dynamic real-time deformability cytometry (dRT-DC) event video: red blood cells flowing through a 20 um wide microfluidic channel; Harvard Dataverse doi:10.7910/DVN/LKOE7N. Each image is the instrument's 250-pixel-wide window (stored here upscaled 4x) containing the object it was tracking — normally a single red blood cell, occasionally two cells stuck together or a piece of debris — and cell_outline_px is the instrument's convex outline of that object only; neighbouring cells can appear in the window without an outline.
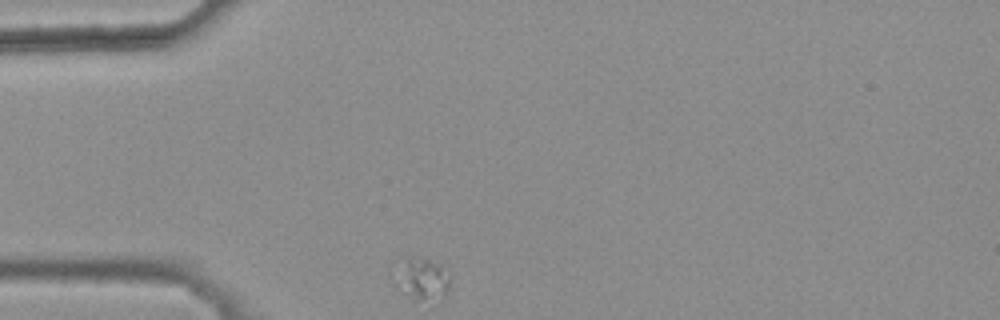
{"species": "common noctule bat (a hibernating species)", "species_latin": "Nyctalus noctula", "temperature_condition": "warm", "stored_images_in_passage": 31, "camera_frame_rate_fps": 3000, "um_per_image_px": 0.085, "animal": {"sex": "female", "body_mass_g": 25.1}, "frame": {"image": 1, "passage_image": 1, "time_ms": 0.0, "image_size_px": [1000, 320], "cell_outline_px": [[452, 276], [448, 292], [436, 304], [420, 300], [392, 284], [388, 276], [388, 272], [392, 260], [408, 256], [420, 256], [436, 264]], "centroid_in_image_um": [35.7, 23.65], "position_along_channel_um": 49.3, "area_um2": 15.14}}
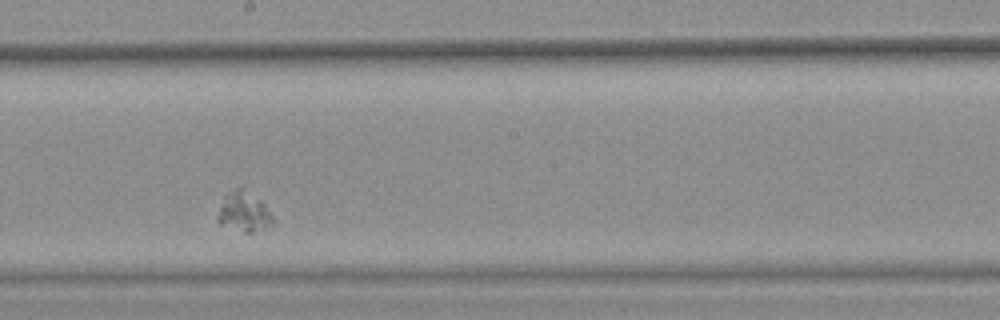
{"frame": {"image": 2, "passage_image": 18, "time_ms": 5.667, "image_size_px": [1000, 320], "cell_outline_px": [[272, 224], [264, 228], [252, 232], [244, 232], [220, 224], [216, 216], [224, 196], [240, 184], [260, 200], [264, 204], [272, 216]], "centroid_in_image_um": [20.7, 17.97], "position_along_channel_um": 227.5, "area_um2": 12.72}}
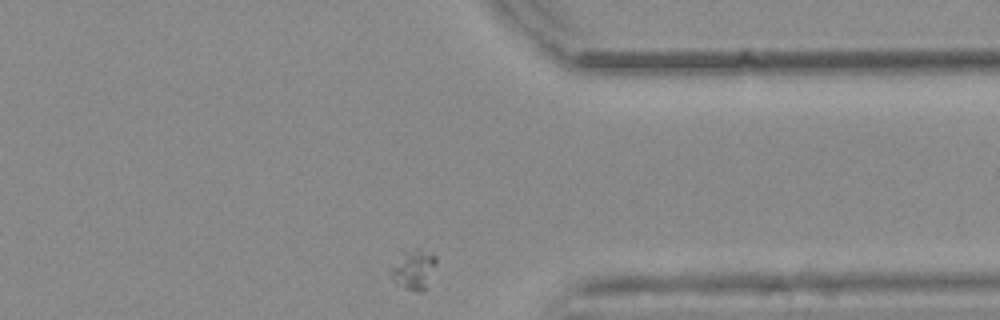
{"frame": {"image": 3, "passage_image": 31, "time_ms": 10.0, "image_size_px": [1000, 320], "cell_outline_px": [[436, 264], [424, 288], [420, 292], [396, 284], [388, 268], [388, 264], [404, 248], [420, 248], [436, 256]], "centroid_in_image_um": [35.06, 22.79], "position_along_channel_um": 376.3, "area_um2": 10.81}}